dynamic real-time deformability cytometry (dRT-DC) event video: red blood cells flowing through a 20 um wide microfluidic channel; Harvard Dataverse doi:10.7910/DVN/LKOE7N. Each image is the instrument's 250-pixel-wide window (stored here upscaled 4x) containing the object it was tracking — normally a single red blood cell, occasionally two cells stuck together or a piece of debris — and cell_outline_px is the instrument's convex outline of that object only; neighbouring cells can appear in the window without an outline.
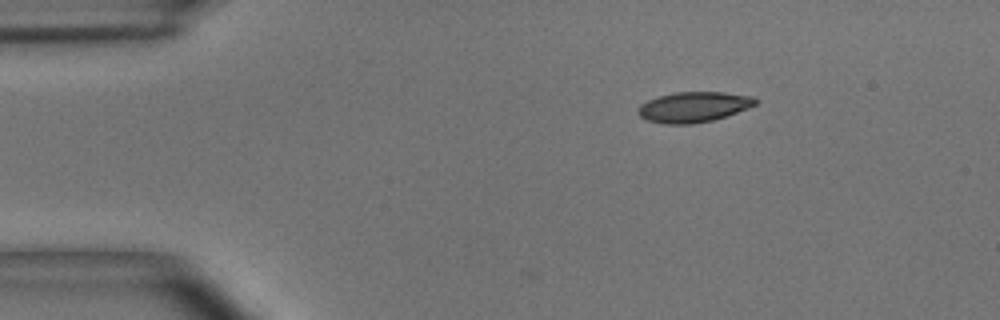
{"species": "common noctule bat (a hibernating species)", "species_latin": "Nyctalus noctula", "temperature_condition": "room temperature", "stored_images_in_passage": 39, "camera_frame_rate_fps": 3000, "um_per_image_px": 0.085, "animal": {"sex": "male", "body_mass_g": 15.6}, "frame": {"image": 1, "passage_image": 1, "time_ms": 0.0, "image_size_px": [1000, 320], "cell_outline_px": [[760, 100], [756, 104], [736, 112], [712, 120], [692, 124], [664, 124], [648, 120], [640, 116], [636, 112], [640, 104], [648, 100], [660, 96], [676, 92], [724, 92], [756, 96]], "centroid_in_image_um": [58.97, 9.08], "position_along_channel_um": 26.0, "area_um2": 20.75}}
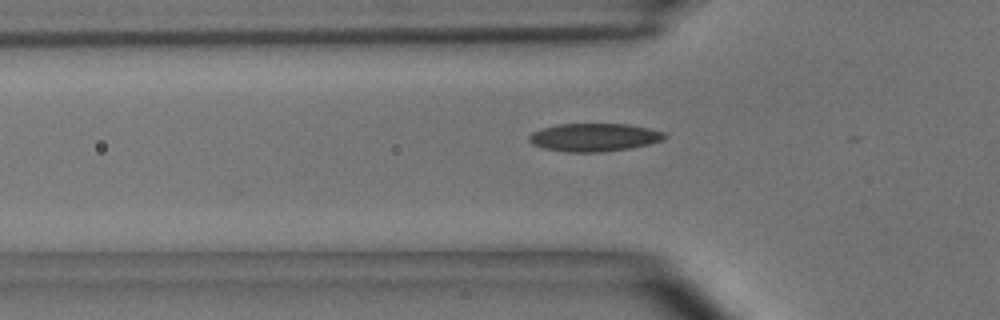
{"frame": {"image": 2, "passage_image": 10, "time_ms": 3.0, "image_size_px": [1000, 320], "cell_outline_px": [[668, 136], [664, 140], [648, 144], [628, 148], [600, 152], [568, 152], [544, 148], [532, 144], [528, 140], [528, 136], [532, 132], [540, 128], [560, 124], [628, 124], [648, 128], [664, 132]], "centroid_in_image_um": [50.49, 11.67], "position_along_channel_um": 75.3, "area_um2": 22.14}}
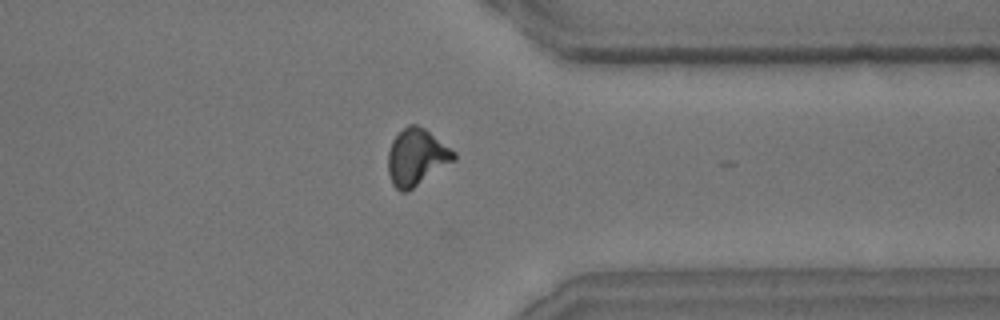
{"frame": {"image": 3, "passage_image": 35, "time_ms": 11.333, "image_size_px": [1000, 320], "cell_outline_px": [[456, 160], [408, 192], [400, 192], [392, 184], [388, 172], [388, 152], [392, 140], [408, 124], [416, 124], [424, 128], [456, 152]], "centroid_in_image_um": [35.41, 13.38], "position_along_channel_um": 376.0, "area_um2": 21.85}, "authors_computed_cell_mechanics": {"area_um2": 21.0392, "velocity_mm_per_s": 3.6525, "shape_relaxation_time_tau1_ms": 4.7377, "shape_relaxation_time_tau2_ms": 2.4422, "deformation_change_tau1": 0.1582, "deformation_change_tau2": 0.0815}}